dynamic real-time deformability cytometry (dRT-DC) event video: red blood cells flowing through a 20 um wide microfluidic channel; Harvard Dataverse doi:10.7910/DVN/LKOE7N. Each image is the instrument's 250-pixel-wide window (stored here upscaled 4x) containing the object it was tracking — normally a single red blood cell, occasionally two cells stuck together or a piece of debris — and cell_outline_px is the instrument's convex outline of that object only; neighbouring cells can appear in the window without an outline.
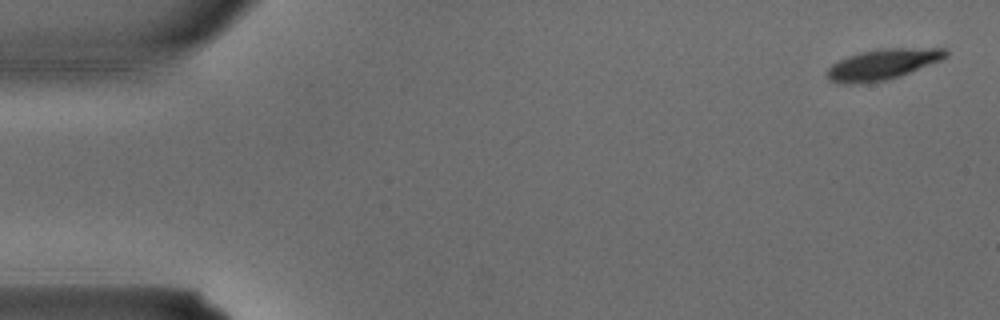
{"species": "common noctule bat (a hibernating species)", "species_latin": "Nyctalus noctula", "temperature_condition": "warm", "stored_images_in_passage": 3, "camera_frame_rate_fps": 3000, "um_per_image_px": 0.085, "animal": {"sex": "male", "body_mass_g": 15.6}, "frame": {"image": 1, "passage_image": 1, "time_ms": 0.0, "image_size_px": [1000, 320], "cell_outline_px": [[948, 56], [944, 60], [900, 76], [888, 80], [864, 84], [840, 84], [828, 80], [828, 68], [832, 64], [848, 56], [860, 52], [880, 48], [948, 48]], "centroid_in_image_um": [75.07, 5.48], "position_along_channel_um": 9.9, "area_um2": 21.62}}